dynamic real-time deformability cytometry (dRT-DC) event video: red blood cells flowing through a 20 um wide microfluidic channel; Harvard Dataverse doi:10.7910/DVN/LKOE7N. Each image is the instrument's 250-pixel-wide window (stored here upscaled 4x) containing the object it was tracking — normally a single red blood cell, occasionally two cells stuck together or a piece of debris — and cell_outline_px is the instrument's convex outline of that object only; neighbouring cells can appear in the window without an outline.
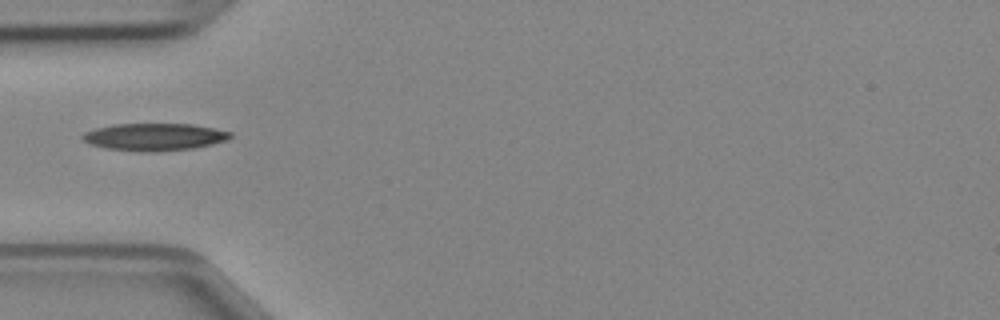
{"species": "Egyptian fruit bat (a non-hibernating species)", "species_latin": "Rousettus aegyptiacus", "temperature_condition": "cold", "stored_images_in_passage": 33, "camera_frame_rate_fps": 3000, "um_per_image_px": 0.085, "animal": {"sex": "female"}, "frame": {"image": 1, "passage_image": 1, "time_ms": 0.0, "image_size_px": [1000, 320], "cell_outline_px": [[232, 136], [228, 140], [212, 144], [192, 148], [156, 152], [140, 152], [104, 148], [88, 144], [80, 136], [84, 132], [96, 128], [112, 124], [192, 124], [232, 132]], "centroid_in_image_um": [13.09, 11.64], "position_along_channel_um": 71.9, "area_um2": 23.7}}
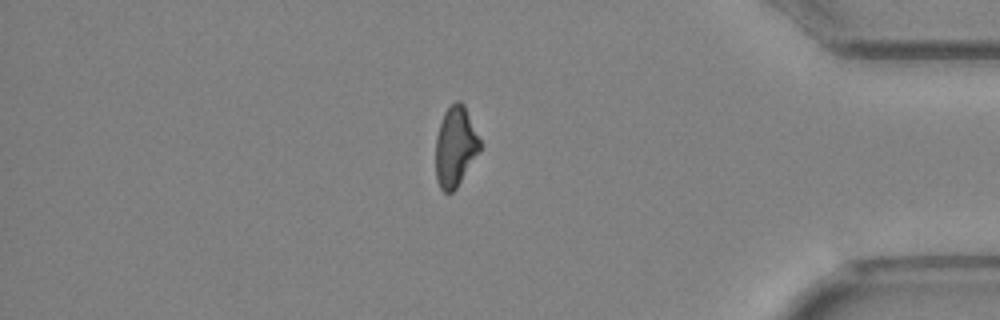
{"frame": {"image": 2, "passage_image": 26, "time_ms": 8.333, "image_size_px": [1000, 320], "cell_outline_px": [[480, 152], [456, 188], [452, 192], [444, 192], [440, 188], [436, 180], [436, 136], [444, 112], [456, 100], [460, 100], [464, 104], [480, 140]], "centroid_in_image_um": [38.7, 12.47], "position_along_channel_um": 396.5, "area_um2": 20.58}}
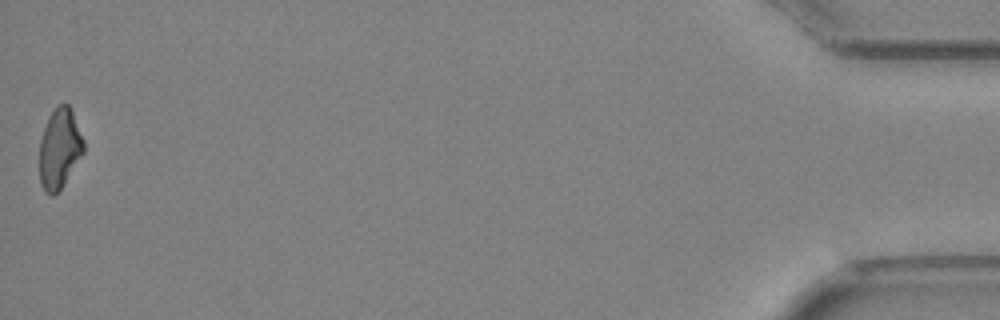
{"frame": {"image": 3, "passage_image": 33, "time_ms": 10.667, "image_size_px": [1000, 320], "cell_outline_px": [[84, 152], [60, 188], [52, 196], [44, 192], [40, 184], [40, 140], [48, 116], [60, 104], [68, 104], [72, 112], [84, 140]], "centroid_in_image_um": [5.05, 12.63], "position_along_channel_um": 430.2, "area_um2": 20.23}}